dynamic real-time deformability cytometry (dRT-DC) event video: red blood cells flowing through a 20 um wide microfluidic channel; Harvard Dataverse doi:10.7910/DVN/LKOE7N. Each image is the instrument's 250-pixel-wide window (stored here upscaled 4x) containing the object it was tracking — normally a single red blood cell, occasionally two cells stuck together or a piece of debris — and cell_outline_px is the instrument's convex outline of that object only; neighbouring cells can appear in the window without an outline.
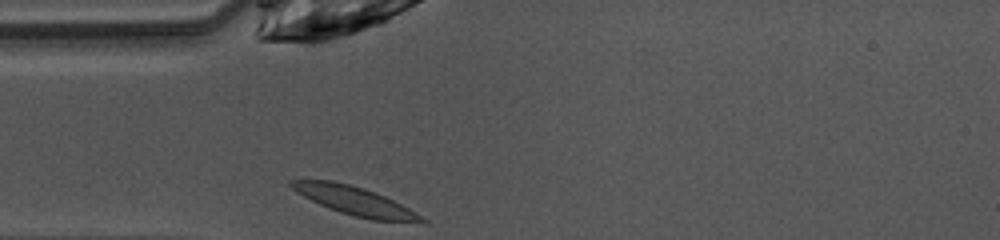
{"species": "common noctule bat (a hibernating species)", "species_latin": "Nyctalus noctula", "temperature_condition": "warm", "stored_images_in_passage": 26, "camera_frame_rate_fps": 3000, "um_per_image_px": 0.085, "animal": {"sex": "female", "body_mass_g": 10.0, "forearm_length_mm": 53.1}, "frame": {"image": 1, "passage_image": 1, "time_ms": 0.0, "image_size_px": [1000, 240], "cell_outline_px": [[428, 220], [372, 220], [352, 216], [340, 212], [320, 204], [296, 192], [288, 184], [288, 180], [332, 180], [364, 188], [384, 196], [416, 212]], "centroid_in_image_um": [30.05, 17.04], "position_along_channel_um": 55.0, "area_um2": 20.92}}
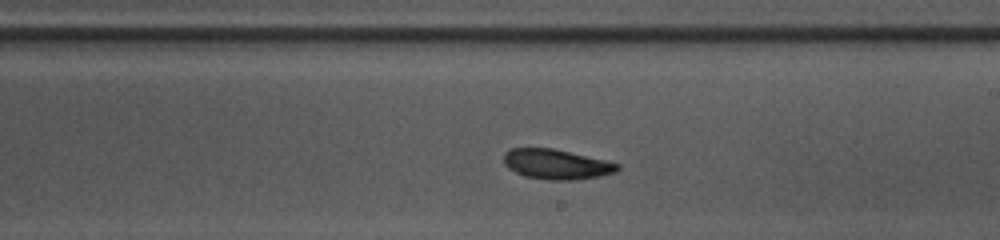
{"frame": {"image": 2, "passage_image": 15, "time_ms": 4.667, "image_size_px": [1000, 240], "cell_outline_px": [[620, 168], [616, 172], [600, 176], [576, 180], [548, 180], [524, 176], [508, 168], [504, 164], [504, 152], [512, 148], [552, 148], [604, 160], [620, 164]], "centroid_in_image_um": [47.29, 13.97], "position_along_channel_um": 241.7, "area_um2": 19.83}}
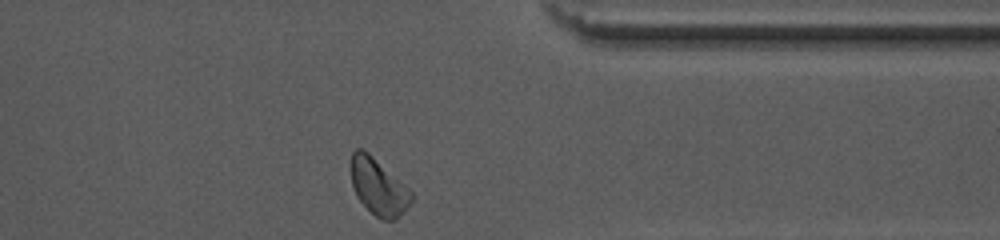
{"frame": {"image": 3, "passage_image": 26, "time_ms": 8.333, "image_size_px": [1000, 240], "cell_outline_px": [[412, 200], [404, 212], [396, 220], [380, 220], [356, 196], [352, 184], [352, 152], [356, 148], [364, 148], [408, 188], [412, 192]], "centroid_in_image_um": [32.17, 15.89], "position_along_channel_um": 379.2, "area_um2": 19.59}, "authors_computed_cell_mechanics": {"area_um2": 19.8543, "velocity_mm_per_s": 4.035, "shape_relaxation_time_tau1_ms": 4.8937, "shape_relaxation_time_tau2_ms": 11.1179, "deformation_change_tau1": 0.1168, "deformation_change_tau2": 0.1544}}